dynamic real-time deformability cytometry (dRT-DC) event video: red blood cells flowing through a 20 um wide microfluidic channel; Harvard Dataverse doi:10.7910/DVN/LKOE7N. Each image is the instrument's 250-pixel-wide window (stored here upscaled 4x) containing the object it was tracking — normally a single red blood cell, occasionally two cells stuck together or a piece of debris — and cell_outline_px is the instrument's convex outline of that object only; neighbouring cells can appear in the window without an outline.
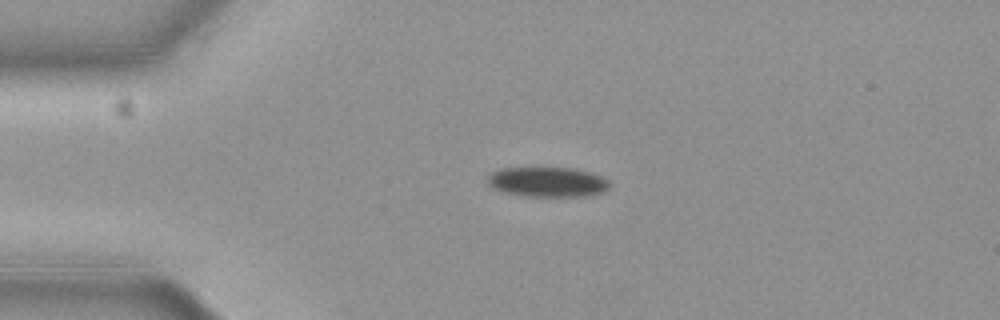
{"species": "common noctule bat (a hibernating species)", "species_latin": "Nyctalus noctula", "temperature_condition": "cold", "stored_images_in_passage": 44, "camera_frame_rate_fps": 3000, "um_per_image_px": 0.085, "animal": {"sex": "female", "body_mass_g": 19.3, "forearm_length_mm": 54.1}, "frame": {"image": 1, "passage_image": 7, "time_ms": 2.0, "image_size_px": [1000, 320], "cell_outline_px": [[612, 188], [604, 192], [592, 196], [524, 196], [504, 192], [492, 188], [488, 184], [488, 176], [492, 172], [500, 168], [572, 168], [604, 176], [612, 184]], "centroid_in_image_um": [46.61, 15.48], "position_along_channel_um": 38.4, "area_um2": 21.56}}
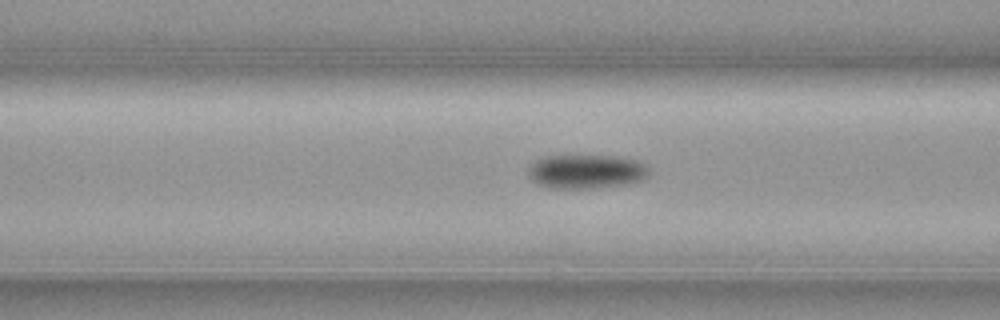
{"frame": {"image": 2, "passage_image": 16, "time_ms": 5.0, "image_size_px": [1000, 320], "cell_outline_px": [[648, 176], [644, 180], [628, 184], [600, 188], [552, 188], [536, 184], [528, 176], [528, 168], [536, 160], [548, 156], [616, 156], [636, 160], [644, 164], [648, 168]], "centroid_in_image_um": [49.84, 14.6], "position_along_channel_um": 116.8, "area_um2": 24.1}}
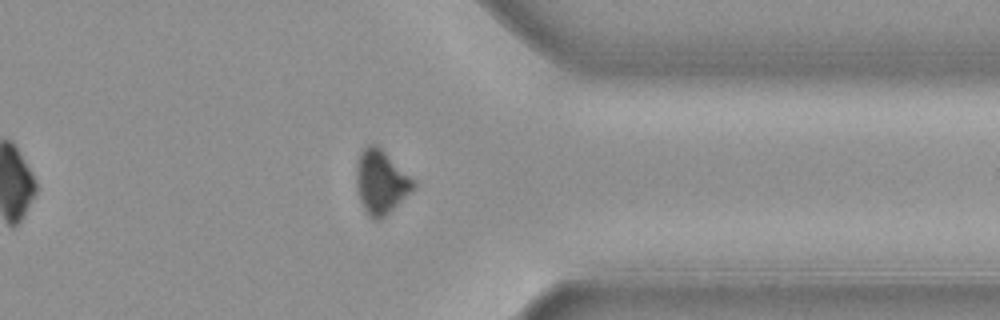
{"frame": {"image": 3, "passage_image": 38, "time_ms": 12.333, "image_size_px": [1000, 320], "cell_outline_px": [[416, 188], [380, 220], [372, 220], [364, 208], [360, 200], [356, 184], [356, 164], [360, 152], [368, 144], [376, 144], [416, 180]], "centroid_in_image_um": [32.4, 15.46], "position_along_channel_um": 379.0, "area_um2": 21.33}, "authors_computed_cell_mechanics": {"area_um2": 22.9177, "velocity_mm_per_s": 3.6875, "shape_relaxation_time_tau1_ms": 4.1487, "shape_relaxation_time_tau2_ms": null, "deformation_change_tau1": 0.0881, "deformation_change_tau2": null}}